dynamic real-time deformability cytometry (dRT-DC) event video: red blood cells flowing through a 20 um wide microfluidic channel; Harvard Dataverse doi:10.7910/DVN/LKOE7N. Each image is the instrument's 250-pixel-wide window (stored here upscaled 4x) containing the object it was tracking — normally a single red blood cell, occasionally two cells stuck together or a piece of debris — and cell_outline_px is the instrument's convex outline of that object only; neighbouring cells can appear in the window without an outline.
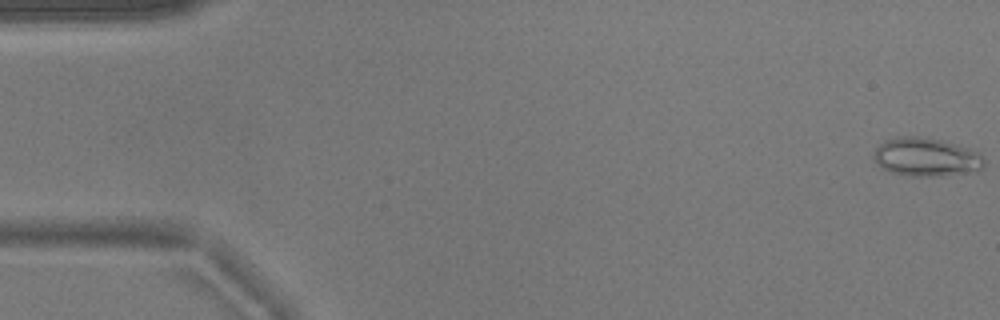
{"species": "common noctule bat (a hibernating species)", "species_latin": "Nyctalus noctula", "temperature_condition": "warm", "stored_images_in_passage": 53, "camera_frame_rate_fps": 3000, "um_per_image_px": 0.085, "animal": {"sex": "male", "body_mass_g": 17.9}, "frame": {"image": 1, "passage_image": 1, "time_ms": 0.0, "image_size_px": [1000, 320], "cell_outline_px": [[984, 168], [964, 172], [940, 176], [912, 176], [888, 172], [880, 168], [872, 156], [876, 148], [880, 144], [888, 140], [900, 136], [916, 136], [940, 140], [968, 148], [980, 152], [984, 160]], "centroid_in_image_um": [78.69, 13.36], "position_along_channel_um": 6.3, "area_um2": 24.62}}
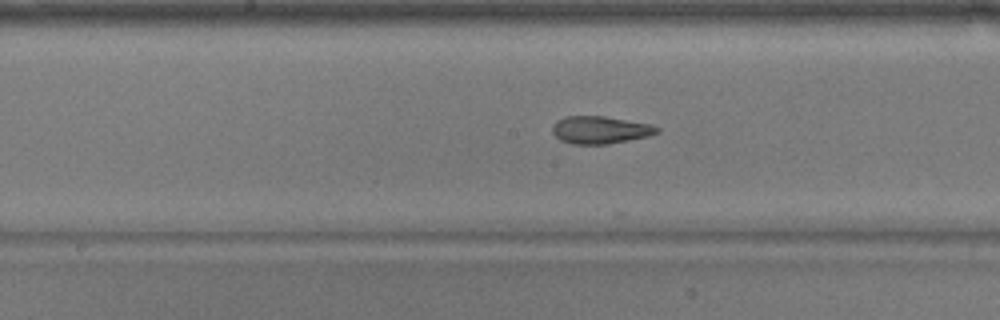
{"frame": {"image": 2, "passage_image": 27, "time_ms": 8.667, "image_size_px": [1000, 320], "cell_outline_px": [[660, 132], [648, 136], [608, 144], [572, 144], [560, 140], [552, 132], [552, 128], [556, 120], [564, 116], [604, 116], [648, 124], [660, 128]], "centroid_in_image_um": [50.98, 11.04], "position_along_channel_um": 197.2, "area_um2": 16.7}}
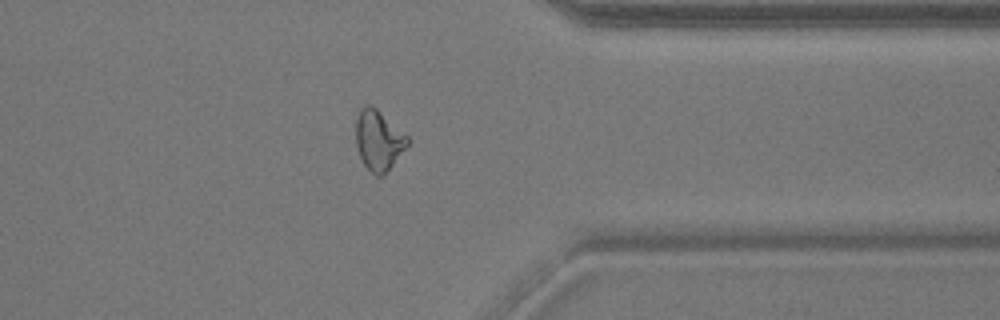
{"frame": {"image": 3, "passage_image": 42, "time_ms": 13.667, "image_size_px": [1000, 320], "cell_outline_px": [[408, 144], [384, 176], [376, 176], [364, 164], [360, 156], [356, 144], [356, 120], [360, 108], [364, 104], [372, 104], [408, 136]], "centroid_in_image_um": [32.16, 11.9], "position_along_channel_um": 379.2, "area_um2": 18.03}, "authors_computed_cell_mechanics": {"area_um2": 18.2648, "velocity_mm_per_s": 3.8252, "shape_relaxation_time_tau1_ms": 9.8445, "shape_relaxation_time_tau2_ms": 1.9662, "deformation_change_tau1": 0.2431, "deformation_change_tau2": 0.0969}}